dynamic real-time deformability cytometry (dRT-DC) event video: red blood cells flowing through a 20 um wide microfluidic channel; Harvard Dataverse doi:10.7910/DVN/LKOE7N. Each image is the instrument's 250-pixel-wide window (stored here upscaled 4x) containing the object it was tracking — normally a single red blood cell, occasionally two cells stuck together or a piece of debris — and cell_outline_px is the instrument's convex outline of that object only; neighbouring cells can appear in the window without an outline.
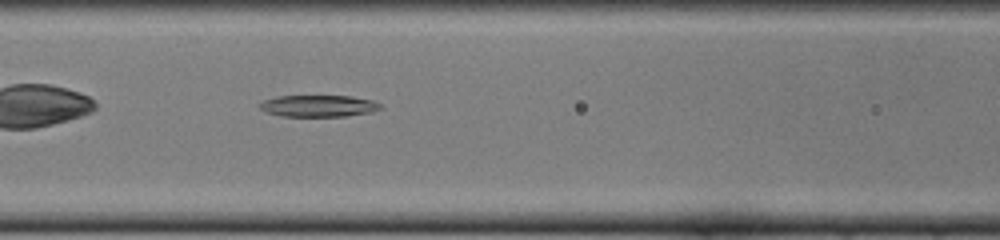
{"species": "common noctule bat (a hibernating species)", "species_latin": "Nyctalus noctula", "temperature_condition": "cold", "stored_images_in_passage": 21, "camera_frame_rate_fps": 3000, "um_per_image_px": 0.085, "animal": {"sex": "female", "body_mass_g": 22.0, "forearm_length_mm": 56.7}, "frame": {"image": 1, "passage_image": 8, "time_ms": 2.333, "image_size_px": [1000, 240], "cell_outline_px": [[380, 108], [372, 112], [344, 116], [280, 116], [268, 112], [260, 108], [260, 104], [264, 100], [276, 96], [352, 96], [372, 100], [380, 104]], "centroid_in_image_um": [27.07, 9.0], "position_along_channel_um": 139.5, "area_um2": 15.09}}
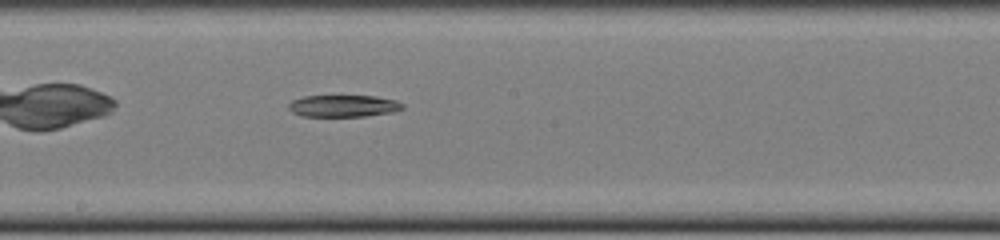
{"frame": {"image": 2, "passage_image": 14, "time_ms": 4.333, "image_size_px": [1000, 240], "cell_outline_px": [[404, 108], [392, 112], [364, 116], [300, 116], [292, 112], [288, 108], [288, 104], [292, 100], [304, 96], [376, 96], [396, 100], [404, 104]], "centroid_in_image_um": [29.18, 9.0], "position_along_channel_um": 219.0, "area_um2": 14.57}}
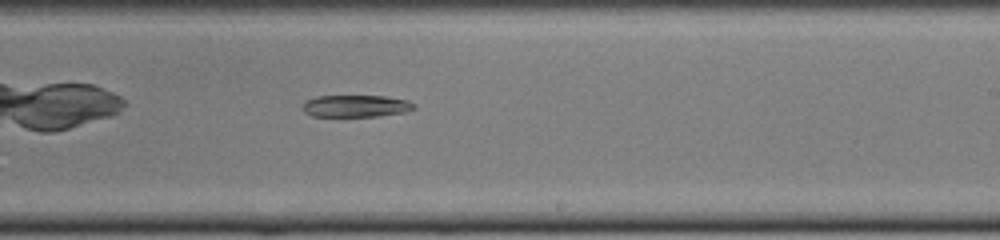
{"frame": {"image": 3, "passage_image": 17, "time_ms": 5.333, "image_size_px": [1000, 240], "cell_outline_px": [[416, 108], [404, 112], [380, 116], [312, 116], [304, 112], [304, 104], [308, 100], [320, 96], [384, 96], [408, 100], [416, 104]], "centroid_in_image_um": [30.32, 9.01], "position_along_channel_um": 258.7, "area_um2": 14.16}}